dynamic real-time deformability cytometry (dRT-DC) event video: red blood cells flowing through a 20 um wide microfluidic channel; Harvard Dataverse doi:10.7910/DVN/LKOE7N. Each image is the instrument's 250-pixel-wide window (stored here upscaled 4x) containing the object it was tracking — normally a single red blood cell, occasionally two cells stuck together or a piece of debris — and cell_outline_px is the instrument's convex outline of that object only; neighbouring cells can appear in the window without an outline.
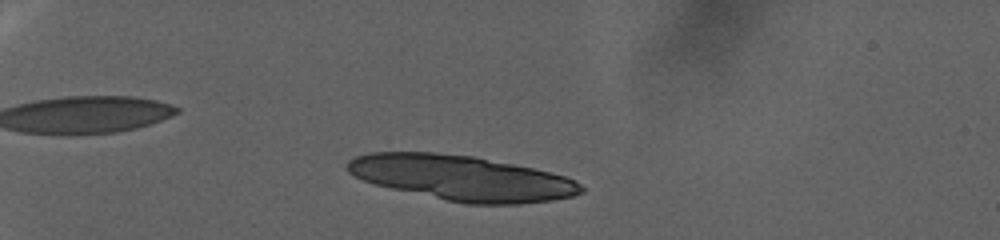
{"species": "human", "species_latin": "Homo sapiens", "temperature_condition": "warm", "stored_images_in_passage": 29, "camera_frame_rate_fps": 3000, "um_per_image_px": 0.085, "donor": {"sex": "female"}, "frame": {"image": 1, "passage_image": 16, "time_ms": 5.0, "image_size_px": [1000, 240], "cell_outline_px": [[584, 192], [572, 196], [552, 200], [520, 204], [468, 204], [448, 200], [372, 184], [348, 172], [348, 160], [356, 156], [372, 152], [436, 152], [472, 156], [532, 168], [564, 176], [580, 184], [584, 188]], "centroid_in_image_um": [39.24, 15.12], "position_along_channel_um": 45.8, "area_um2": 60.81}}